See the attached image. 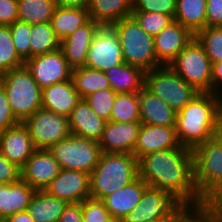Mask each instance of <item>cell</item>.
<instances>
[{
	"label": "cell",
	"mask_w": 222,
	"mask_h": 222,
	"mask_svg": "<svg viewBox=\"0 0 222 222\" xmlns=\"http://www.w3.org/2000/svg\"><path fill=\"white\" fill-rule=\"evenodd\" d=\"M106 121L92 111L89 104L81 99L69 116L71 134L99 142Z\"/></svg>",
	"instance_id": "cell-23"
},
{
	"label": "cell",
	"mask_w": 222,
	"mask_h": 222,
	"mask_svg": "<svg viewBox=\"0 0 222 222\" xmlns=\"http://www.w3.org/2000/svg\"><path fill=\"white\" fill-rule=\"evenodd\" d=\"M61 169L80 170L90 174L102 153L98 142L71 134L48 149Z\"/></svg>",
	"instance_id": "cell-8"
},
{
	"label": "cell",
	"mask_w": 222,
	"mask_h": 222,
	"mask_svg": "<svg viewBox=\"0 0 222 222\" xmlns=\"http://www.w3.org/2000/svg\"><path fill=\"white\" fill-rule=\"evenodd\" d=\"M44 190L67 203L82 202L90 198V174L80 170L61 169Z\"/></svg>",
	"instance_id": "cell-14"
},
{
	"label": "cell",
	"mask_w": 222,
	"mask_h": 222,
	"mask_svg": "<svg viewBox=\"0 0 222 222\" xmlns=\"http://www.w3.org/2000/svg\"><path fill=\"white\" fill-rule=\"evenodd\" d=\"M84 222H105L111 217L102 200L87 198L81 202Z\"/></svg>",
	"instance_id": "cell-41"
},
{
	"label": "cell",
	"mask_w": 222,
	"mask_h": 222,
	"mask_svg": "<svg viewBox=\"0 0 222 222\" xmlns=\"http://www.w3.org/2000/svg\"><path fill=\"white\" fill-rule=\"evenodd\" d=\"M222 98L214 93H200L176 115L179 144L190 149L220 134Z\"/></svg>",
	"instance_id": "cell-2"
},
{
	"label": "cell",
	"mask_w": 222,
	"mask_h": 222,
	"mask_svg": "<svg viewBox=\"0 0 222 222\" xmlns=\"http://www.w3.org/2000/svg\"><path fill=\"white\" fill-rule=\"evenodd\" d=\"M212 64L222 61V27H205L195 34Z\"/></svg>",
	"instance_id": "cell-36"
},
{
	"label": "cell",
	"mask_w": 222,
	"mask_h": 222,
	"mask_svg": "<svg viewBox=\"0 0 222 222\" xmlns=\"http://www.w3.org/2000/svg\"><path fill=\"white\" fill-rule=\"evenodd\" d=\"M36 149H49L71 135L69 117L43 108L23 121Z\"/></svg>",
	"instance_id": "cell-10"
},
{
	"label": "cell",
	"mask_w": 222,
	"mask_h": 222,
	"mask_svg": "<svg viewBox=\"0 0 222 222\" xmlns=\"http://www.w3.org/2000/svg\"><path fill=\"white\" fill-rule=\"evenodd\" d=\"M200 206L222 215V178L201 198Z\"/></svg>",
	"instance_id": "cell-43"
},
{
	"label": "cell",
	"mask_w": 222,
	"mask_h": 222,
	"mask_svg": "<svg viewBox=\"0 0 222 222\" xmlns=\"http://www.w3.org/2000/svg\"><path fill=\"white\" fill-rule=\"evenodd\" d=\"M145 71L123 62L105 72L111 90L118 93H139L145 84Z\"/></svg>",
	"instance_id": "cell-26"
},
{
	"label": "cell",
	"mask_w": 222,
	"mask_h": 222,
	"mask_svg": "<svg viewBox=\"0 0 222 222\" xmlns=\"http://www.w3.org/2000/svg\"><path fill=\"white\" fill-rule=\"evenodd\" d=\"M100 26L90 18L75 32L60 41V49L72 70L85 66L88 49Z\"/></svg>",
	"instance_id": "cell-19"
},
{
	"label": "cell",
	"mask_w": 222,
	"mask_h": 222,
	"mask_svg": "<svg viewBox=\"0 0 222 222\" xmlns=\"http://www.w3.org/2000/svg\"><path fill=\"white\" fill-rule=\"evenodd\" d=\"M206 27H222V0H206Z\"/></svg>",
	"instance_id": "cell-47"
},
{
	"label": "cell",
	"mask_w": 222,
	"mask_h": 222,
	"mask_svg": "<svg viewBox=\"0 0 222 222\" xmlns=\"http://www.w3.org/2000/svg\"><path fill=\"white\" fill-rule=\"evenodd\" d=\"M0 222H10V220L6 217H0Z\"/></svg>",
	"instance_id": "cell-54"
},
{
	"label": "cell",
	"mask_w": 222,
	"mask_h": 222,
	"mask_svg": "<svg viewBox=\"0 0 222 222\" xmlns=\"http://www.w3.org/2000/svg\"><path fill=\"white\" fill-rule=\"evenodd\" d=\"M89 19L87 8L56 6L50 23L56 37L62 41Z\"/></svg>",
	"instance_id": "cell-28"
},
{
	"label": "cell",
	"mask_w": 222,
	"mask_h": 222,
	"mask_svg": "<svg viewBox=\"0 0 222 222\" xmlns=\"http://www.w3.org/2000/svg\"><path fill=\"white\" fill-rule=\"evenodd\" d=\"M71 79L82 99L93 92L111 89L105 72L87 66L72 70Z\"/></svg>",
	"instance_id": "cell-31"
},
{
	"label": "cell",
	"mask_w": 222,
	"mask_h": 222,
	"mask_svg": "<svg viewBox=\"0 0 222 222\" xmlns=\"http://www.w3.org/2000/svg\"><path fill=\"white\" fill-rule=\"evenodd\" d=\"M132 11L160 12L174 19L176 0H132Z\"/></svg>",
	"instance_id": "cell-42"
},
{
	"label": "cell",
	"mask_w": 222,
	"mask_h": 222,
	"mask_svg": "<svg viewBox=\"0 0 222 222\" xmlns=\"http://www.w3.org/2000/svg\"><path fill=\"white\" fill-rule=\"evenodd\" d=\"M139 176L171 194L181 204L199 206L201 196L194 183L192 149L179 145L144 155L138 160Z\"/></svg>",
	"instance_id": "cell-1"
},
{
	"label": "cell",
	"mask_w": 222,
	"mask_h": 222,
	"mask_svg": "<svg viewBox=\"0 0 222 222\" xmlns=\"http://www.w3.org/2000/svg\"><path fill=\"white\" fill-rule=\"evenodd\" d=\"M18 20L30 25L50 22L56 8L55 0H17Z\"/></svg>",
	"instance_id": "cell-32"
},
{
	"label": "cell",
	"mask_w": 222,
	"mask_h": 222,
	"mask_svg": "<svg viewBox=\"0 0 222 222\" xmlns=\"http://www.w3.org/2000/svg\"><path fill=\"white\" fill-rule=\"evenodd\" d=\"M18 20L17 0H0V25L9 26Z\"/></svg>",
	"instance_id": "cell-46"
},
{
	"label": "cell",
	"mask_w": 222,
	"mask_h": 222,
	"mask_svg": "<svg viewBox=\"0 0 222 222\" xmlns=\"http://www.w3.org/2000/svg\"><path fill=\"white\" fill-rule=\"evenodd\" d=\"M179 222H222V215L199 206L181 204L179 206Z\"/></svg>",
	"instance_id": "cell-40"
},
{
	"label": "cell",
	"mask_w": 222,
	"mask_h": 222,
	"mask_svg": "<svg viewBox=\"0 0 222 222\" xmlns=\"http://www.w3.org/2000/svg\"><path fill=\"white\" fill-rule=\"evenodd\" d=\"M179 145L175 127L142 123L133 155L139 160L146 154L168 150Z\"/></svg>",
	"instance_id": "cell-20"
},
{
	"label": "cell",
	"mask_w": 222,
	"mask_h": 222,
	"mask_svg": "<svg viewBox=\"0 0 222 222\" xmlns=\"http://www.w3.org/2000/svg\"><path fill=\"white\" fill-rule=\"evenodd\" d=\"M105 222H123L122 218H118V217H110L108 220H106Z\"/></svg>",
	"instance_id": "cell-53"
},
{
	"label": "cell",
	"mask_w": 222,
	"mask_h": 222,
	"mask_svg": "<svg viewBox=\"0 0 222 222\" xmlns=\"http://www.w3.org/2000/svg\"><path fill=\"white\" fill-rule=\"evenodd\" d=\"M141 123L176 126L177 112L145 87L138 93Z\"/></svg>",
	"instance_id": "cell-24"
},
{
	"label": "cell",
	"mask_w": 222,
	"mask_h": 222,
	"mask_svg": "<svg viewBox=\"0 0 222 222\" xmlns=\"http://www.w3.org/2000/svg\"><path fill=\"white\" fill-rule=\"evenodd\" d=\"M174 20L195 35L206 27V0H176Z\"/></svg>",
	"instance_id": "cell-30"
},
{
	"label": "cell",
	"mask_w": 222,
	"mask_h": 222,
	"mask_svg": "<svg viewBox=\"0 0 222 222\" xmlns=\"http://www.w3.org/2000/svg\"><path fill=\"white\" fill-rule=\"evenodd\" d=\"M58 222H84L81 202L67 203Z\"/></svg>",
	"instance_id": "cell-48"
},
{
	"label": "cell",
	"mask_w": 222,
	"mask_h": 222,
	"mask_svg": "<svg viewBox=\"0 0 222 222\" xmlns=\"http://www.w3.org/2000/svg\"><path fill=\"white\" fill-rule=\"evenodd\" d=\"M14 116L23 122L42 108V89L24 65L0 74Z\"/></svg>",
	"instance_id": "cell-4"
},
{
	"label": "cell",
	"mask_w": 222,
	"mask_h": 222,
	"mask_svg": "<svg viewBox=\"0 0 222 222\" xmlns=\"http://www.w3.org/2000/svg\"><path fill=\"white\" fill-rule=\"evenodd\" d=\"M144 87L176 112L200 94L168 65L146 71Z\"/></svg>",
	"instance_id": "cell-6"
},
{
	"label": "cell",
	"mask_w": 222,
	"mask_h": 222,
	"mask_svg": "<svg viewBox=\"0 0 222 222\" xmlns=\"http://www.w3.org/2000/svg\"><path fill=\"white\" fill-rule=\"evenodd\" d=\"M87 9L89 17L101 26L111 25L131 16L132 0H89Z\"/></svg>",
	"instance_id": "cell-27"
},
{
	"label": "cell",
	"mask_w": 222,
	"mask_h": 222,
	"mask_svg": "<svg viewBox=\"0 0 222 222\" xmlns=\"http://www.w3.org/2000/svg\"><path fill=\"white\" fill-rule=\"evenodd\" d=\"M35 191L22 179L11 184H0V217L8 218L27 210Z\"/></svg>",
	"instance_id": "cell-25"
},
{
	"label": "cell",
	"mask_w": 222,
	"mask_h": 222,
	"mask_svg": "<svg viewBox=\"0 0 222 222\" xmlns=\"http://www.w3.org/2000/svg\"><path fill=\"white\" fill-rule=\"evenodd\" d=\"M181 203L161 189L147 186L141 200L123 222H156L171 215Z\"/></svg>",
	"instance_id": "cell-12"
},
{
	"label": "cell",
	"mask_w": 222,
	"mask_h": 222,
	"mask_svg": "<svg viewBox=\"0 0 222 222\" xmlns=\"http://www.w3.org/2000/svg\"><path fill=\"white\" fill-rule=\"evenodd\" d=\"M35 150L28 129L23 122L0 132V153L18 167L22 168Z\"/></svg>",
	"instance_id": "cell-18"
},
{
	"label": "cell",
	"mask_w": 222,
	"mask_h": 222,
	"mask_svg": "<svg viewBox=\"0 0 222 222\" xmlns=\"http://www.w3.org/2000/svg\"><path fill=\"white\" fill-rule=\"evenodd\" d=\"M141 125V122H106L102 137L98 142L101 151L133 154Z\"/></svg>",
	"instance_id": "cell-16"
},
{
	"label": "cell",
	"mask_w": 222,
	"mask_h": 222,
	"mask_svg": "<svg viewBox=\"0 0 222 222\" xmlns=\"http://www.w3.org/2000/svg\"><path fill=\"white\" fill-rule=\"evenodd\" d=\"M138 176V159L133 154L102 152L90 173V197L102 200Z\"/></svg>",
	"instance_id": "cell-3"
},
{
	"label": "cell",
	"mask_w": 222,
	"mask_h": 222,
	"mask_svg": "<svg viewBox=\"0 0 222 222\" xmlns=\"http://www.w3.org/2000/svg\"><path fill=\"white\" fill-rule=\"evenodd\" d=\"M116 95L117 94L111 89L100 90L89 94L84 100L89 104L92 111H94L97 116L108 122L110 121Z\"/></svg>",
	"instance_id": "cell-38"
},
{
	"label": "cell",
	"mask_w": 222,
	"mask_h": 222,
	"mask_svg": "<svg viewBox=\"0 0 222 222\" xmlns=\"http://www.w3.org/2000/svg\"><path fill=\"white\" fill-rule=\"evenodd\" d=\"M147 186L148 184L138 176L127 186L104 197L102 201L112 217L123 219L136 208Z\"/></svg>",
	"instance_id": "cell-22"
},
{
	"label": "cell",
	"mask_w": 222,
	"mask_h": 222,
	"mask_svg": "<svg viewBox=\"0 0 222 222\" xmlns=\"http://www.w3.org/2000/svg\"><path fill=\"white\" fill-rule=\"evenodd\" d=\"M57 6L87 8L89 0H55Z\"/></svg>",
	"instance_id": "cell-50"
},
{
	"label": "cell",
	"mask_w": 222,
	"mask_h": 222,
	"mask_svg": "<svg viewBox=\"0 0 222 222\" xmlns=\"http://www.w3.org/2000/svg\"><path fill=\"white\" fill-rule=\"evenodd\" d=\"M212 93L222 98V61L213 63Z\"/></svg>",
	"instance_id": "cell-49"
},
{
	"label": "cell",
	"mask_w": 222,
	"mask_h": 222,
	"mask_svg": "<svg viewBox=\"0 0 222 222\" xmlns=\"http://www.w3.org/2000/svg\"><path fill=\"white\" fill-rule=\"evenodd\" d=\"M168 66L200 93H212L213 64L195 37Z\"/></svg>",
	"instance_id": "cell-7"
},
{
	"label": "cell",
	"mask_w": 222,
	"mask_h": 222,
	"mask_svg": "<svg viewBox=\"0 0 222 222\" xmlns=\"http://www.w3.org/2000/svg\"><path fill=\"white\" fill-rule=\"evenodd\" d=\"M123 62L117 33L110 25L100 26L88 49L85 66L106 72Z\"/></svg>",
	"instance_id": "cell-11"
},
{
	"label": "cell",
	"mask_w": 222,
	"mask_h": 222,
	"mask_svg": "<svg viewBox=\"0 0 222 222\" xmlns=\"http://www.w3.org/2000/svg\"><path fill=\"white\" fill-rule=\"evenodd\" d=\"M110 26L118 35L125 63L145 72L162 66L156 58L154 37L147 34L132 16Z\"/></svg>",
	"instance_id": "cell-5"
},
{
	"label": "cell",
	"mask_w": 222,
	"mask_h": 222,
	"mask_svg": "<svg viewBox=\"0 0 222 222\" xmlns=\"http://www.w3.org/2000/svg\"><path fill=\"white\" fill-rule=\"evenodd\" d=\"M10 222H35V220L29 215L28 211H21L8 217Z\"/></svg>",
	"instance_id": "cell-51"
},
{
	"label": "cell",
	"mask_w": 222,
	"mask_h": 222,
	"mask_svg": "<svg viewBox=\"0 0 222 222\" xmlns=\"http://www.w3.org/2000/svg\"><path fill=\"white\" fill-rule=\"evenodd\" d=\"M21 179V168L0 153V184H11Z\"/></svg>",
	"instance_id": "cell-45"
},
{
	"label": "cell",
	"mask_w": 222,
	"mask_h": 222,
	"mask_svg": "<svg viewBox=\"0 0 222 222\" xmlns=\"http://www.w3.org/2000/svg\"><path fill=\"white\" fill-rule=\"evenodd\" d=\"M195 35L176 20L154 37L155 54L161 65H169Z\"/></svg>",
	"instance_id": "cell-17"
},
{
	"label": "cell",
	"mask_w": 222,
	"mask_h": 222,
	"mask_svg": "<svg viewBox=\"0 0 222 222\" xmlns=\"http://www.w3.org/2000/svg\"><path fill=\"white\" fill-rule=\"evenodd\" d=\"M81 99L72 79L42 89V108L66 117Z\"/></svg>",
	"instance_id": "cell-21"
},
{
	"label": "cell",
	"mask_w": 222,
	"mask_h": 222,
	"mask_svg": "<svg viewBox=\"0 0 222 222\" xmlns=\"http://www.w3.org/2000/svg\"><path fill=\"white\" fill-rule=\"evenodd\" d=\"M131 16L147 34L153 37L174 20L170 15L160 12L132 11Z\"/></svg>",
	"instance_id": "cell-37"
},
{
	"label": "cell",
	"mask_w": 222,
	"mask_h": 222,
	"mask_svg": "<svg viewBox=\"0 0 222 222\" xmlns=\"http://www.w3.org/2000/svg\"><path fill=\"white\" fill-rule=\"evenodd\" d=\"M67 202L49 195L45 190H36L27 211L35 222H58Z\"/></svg>",
	"instance_id": "cell-29"
},
{
	"label": "cell",
	"mask_w": 222,
	"mask_h": 222,
	"mask_svg": "<svg viewBox=\"0 0 222 222\" xmlns=\"http://www.w3.org/2000/svg\"><path fill=\"white\" fill-rule=\"evenodd\" d=\"M25 66L41 89L71 80L72 77V69L60 48L28 59Z\"/></svg>",
	"instance_id": "cell-13"
},
{
	"label": "cell",
	"mask_w": 222,
	"mask_h": 222,
	"mask_svg": "<svg viewBox=\"0 0 222 222\" xmlns=\"http://www.w3.org/2000/svg\"><path fill=\"white\" fill-rule=\"evenodd\" d=\"M9 28L16 52L26 62L30 59L31 25L27 22L16 20L12 25H9Z\"/></svg>",
	"instance_id": "cell-39"
},
{
	"label": "cell",
	"mask_w": 222,
	"mask_h": 222,
	"mask_svg": "<svg viewBox=\"0 0 222 222\" xmlns=\"http://www.w3.org/2000/svg\"><path fill=\"white\" fill-rule=\"evenodd\" d=\"M24 64L16 52L9 26L0 25V74Z\"/></svg>",
	"instance_id": "cell-35"
},
{
	"label": "cell",
	"mask_w": 222,
	"mask_h": 222,
	"mask_svg": "<svg viewBox=\"0 0 222 222\" xmlns=\"http://www.w3.org/2000/svg\"><path fill=\"white\" fill-rule=\"evenodd\" d=\"M59 48L60 40L56 37L50 22L31 25L30 58Z\"/></svg>",
	"instance_id": "cell-33"
},
{
	"label": "cell",
	"mask_w": 222,
	"mask_h": 222,
	"mask_svg": "<svg viewBox=\"0 0 222 222\" xmlns=\"http://www.w3.org/2000/svg\"><path fill=\"white\" fill-rule=\"evenodd\" d=\"M60 170L48 149H36L21 168V179L35 190H44Z\"/></svg>",
	"instance_id": "cell-15"
},
{
	"label": "cell",
	"mask_w": 222,
	"mask_h": 222,
	"mask_svg": "<svg viewBox=\"0 0 222 222\" xmlns=\"http://www.w3.org/2000/svg\"><path fill=\"white\" fill-rule=\"evenodd\" d=\"M156 222H179V207L171 215Z\"/></svg>",
	"instance_id": "cell-52"
},
{
	"label": "cell",
	"mask_w": 222,
	"mask_h": 222,
	"mask_svg": "<svg viewBox=\"0 0 222 222\" xmlns=\"http://www.w3.org/2000/svg\"><path fill=\"white\" fill-rule=\"evenodd\" d=\"M110 121L121 123L141 122L138 93H118Z\"/></svg>",
	"instance_id": "cell-34"
},
{
	"label": "cell",
	"mask_w": 222,
	"mask_h": 222,
	"mask_svg": "<svg viewBox=\"0 0 222 222\" xmlns=\"http://www.w3.org/2000/svg\"><path fill=\"white\" fill-rule=\"evenodd\" d=\"M20 121L14 116L9 105L3 84L0 81V132L5 131L11 126L16 125Z\"/></svg>",
	"instance_id": "cell-44"
},
{
	"label": "cell",
	"mask_w": 222,
	"mask_h": 222,
	"mask_svg": "<svg viewBox=\"0 0 222 222\" xmlns=\"http://www.w3.org/2000/svg\"><path fill=\"white\" fill-rule=\"evenodd\" d=\"M194 183L201 198L222 178V134L192 149Z\"/></svg>",
	"instance_id": "cell-9"
}]
</instances>
